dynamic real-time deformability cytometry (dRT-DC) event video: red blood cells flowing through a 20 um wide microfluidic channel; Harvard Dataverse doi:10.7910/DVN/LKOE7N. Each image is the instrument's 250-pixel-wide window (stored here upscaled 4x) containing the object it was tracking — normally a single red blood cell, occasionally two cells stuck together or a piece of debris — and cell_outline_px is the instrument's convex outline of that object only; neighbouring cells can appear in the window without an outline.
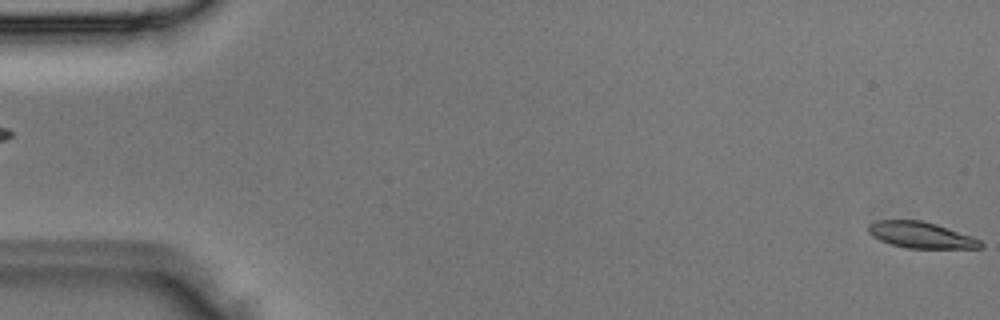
{"species": "Egyptian fruit bat (a non-hibernating species)", "species_latin": "Rousettus aegyptiacus", "temperature_condition": "room temperature", "stored_images_in_passage": 2, "camera_frame_rate_fps": 3000, "um_per_image_px": 0.085, "animal": {"sex": "male"}, "frame": {"image": 1, "passage_image": 2, "time_ms": 0.333, "image_size_px": [1000, 320], "cell_outline_px": [[984, 248], [908, 248], [892, 244], [880, 240], [872, 236], [868, 232], [868, 224], [876, 220], [920, 220], [936, 224], [972, 236], [980, 240], [984, 244]], "centroid_in_image_um": [78.29, 19.97], "position_along_channel_um": 6.7, "area_um2": 17.11}}